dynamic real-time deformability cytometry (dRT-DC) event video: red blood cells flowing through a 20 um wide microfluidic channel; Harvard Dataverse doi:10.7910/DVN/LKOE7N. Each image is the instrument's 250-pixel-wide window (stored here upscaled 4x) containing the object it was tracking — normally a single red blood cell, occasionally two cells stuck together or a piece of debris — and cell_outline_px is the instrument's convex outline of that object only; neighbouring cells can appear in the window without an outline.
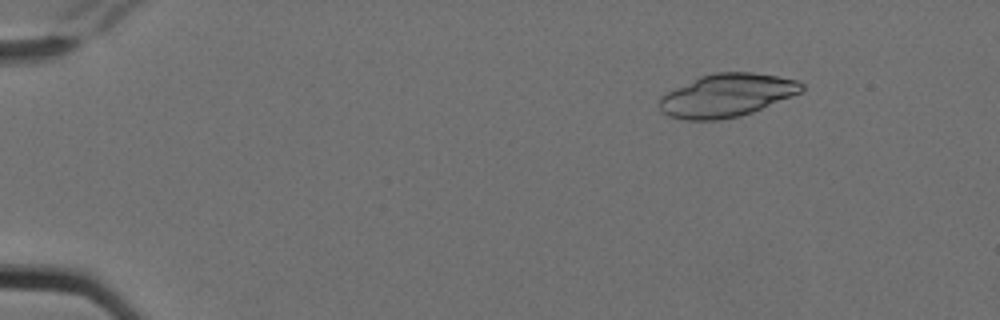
{"species": "Egyptian fruit bat (a non-hibernating species)", "species_latin": "Rousettus aegyptiacus", "temperature_condition": "cold", "stored_images_in_passage": 5, "camera_frame_rate_fps": 3000, "um_per_image_px": 0.085, "animal": {"sex": "female"}, "frame": {"image": 1, "passage_image": 2, "time_ms": 0.333, "image_size_px": [1000, 320], "cell_outline_px": [[804, 92], [752, 112], [740, 116], [720, 120], [684, 120], [668, 116], [660, 112], [660, 96], [700, 76], [716, 72], [752, 72], [776, 76], [796, 80], [804, 84]], "centroid_in_image_um": [61.8, 8.11], "position_along_channel_um": 23.2, "area_um2": 35.72}}